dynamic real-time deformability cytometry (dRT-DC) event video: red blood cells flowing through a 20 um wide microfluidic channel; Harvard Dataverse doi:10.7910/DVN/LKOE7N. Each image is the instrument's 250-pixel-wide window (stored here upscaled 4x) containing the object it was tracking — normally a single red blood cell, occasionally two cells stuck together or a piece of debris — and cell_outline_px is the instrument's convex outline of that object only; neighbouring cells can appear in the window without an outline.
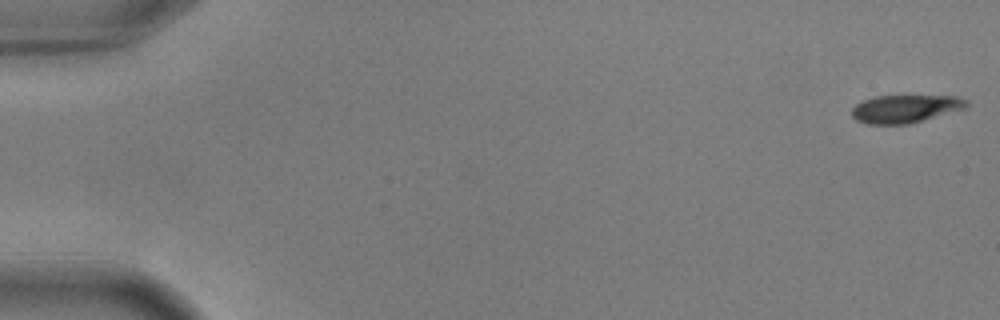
{"species": "common noctule bat (a hibernating species)", "species_latin": "Nyctalus noctula", "temperature_condition": "warm", "stored_images_in_passage": 55, "camera_frame_rate_fps": 3000, "um_per_image_px": 0.085, "animal": {"sex": "male", "body_mass_g": 17.9, "forearm_length_mm": 54.2}, "frame": {"image": 1, "passage_image": 1, "time_ms": 0.0, "image_size_px": [1000, 320], "cell_outline_px": [[968, 108], [908, 124], [868, 124], [856, 120], [852, 116], [852, 108], [856, 104], [864, 100], [876, 96], [956, 96], [968, 100]], "centroid_in_image_um": [76.98, 9.24], "position_along_channel_um": 8.0, "area_um2": 18.67}}
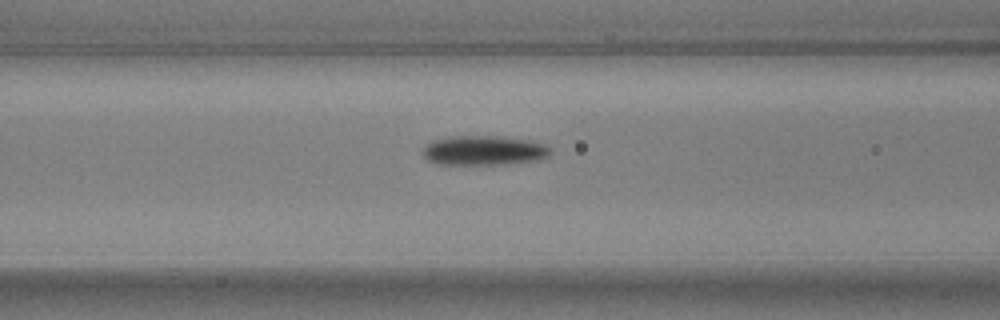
{"frame": {"image": 2, "passage_image": 23, "time_ms": 7.333, "image_size_px": [1000, 320], "cell_outline_px": [[552, 152], [548, 156], [540, 160], [508, 164], [436, 164], [428, 160], [424, 156], [424, 148], [432, 140], [452, 136], [500, 136], [532, 140], [544, 144], [552, 148]], "centroid_in_image_um": [41.2, 12.79], "position_along_channel_um": 125.4, "area_um2": 22.2}}
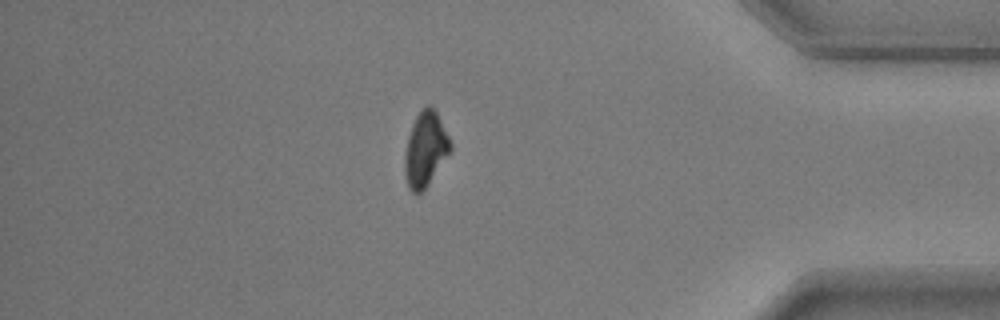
{"frame": {"image": 3, "passage_image": 48, "time_ms": 15.667, "image_size_px": [1000, 320], "cell_outline_px": [[452, 148], [428, 184], [420, 192], [412, 192], [408, 188], [404, 172], [404, 156], [408, 136], [412, 124], [416, 116], [428, 104], [436, 112], [452, 144]], "centroid_in_image_um": [36.13, 12.69], "position_along_channel_um": 399.1, "area_um2": 19.42}, "authors_computed_cell_mechanics": {"area_um2": 20.4612, "velocity_mm_per_s": 3.646, "shape_relaxation_time_tau1_ms": 2.2556, "shape_relaxation_time_tau2_ms": null, "deformation_change_tau1": 0.1362, "deformation_change_tau2": null}}